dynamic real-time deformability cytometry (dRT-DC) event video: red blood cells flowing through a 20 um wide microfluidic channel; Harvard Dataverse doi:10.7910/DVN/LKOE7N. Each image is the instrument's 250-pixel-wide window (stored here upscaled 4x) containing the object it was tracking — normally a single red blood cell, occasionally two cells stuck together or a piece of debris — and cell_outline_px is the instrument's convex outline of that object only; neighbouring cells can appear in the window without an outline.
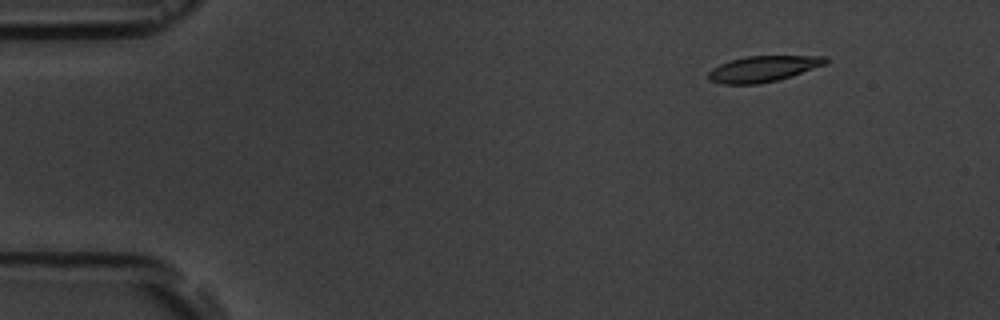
{"species": "common noctule bat (a hibernating species)", "species_latin": "Nyctalus noctula", "temperature_condition": "room temperature", "stored_images_in_passage": 5, "camera_frame_rate_fps": 3000, "um_per_image_px": 0.085, "animal": {"sex": "male", "body_mass_g": 19.5, "forearm_length_mm": 54.6}, "frame": {"image": 1, "passage_image": 2, "time_ms": 1.0, "image_size_px": [1000, 320], "cell_outline_px": [[828, 64], [792, 76], [760, 84], [724, 84], [708, 80], [708, 72], [712, 68], [720, 64], [732, 60], [748, 56], [828, 56]], "centroid_in_image_um": [64.9, 5.85], "position_along_channel_um": 20.1, "area_um2": 17.74}}
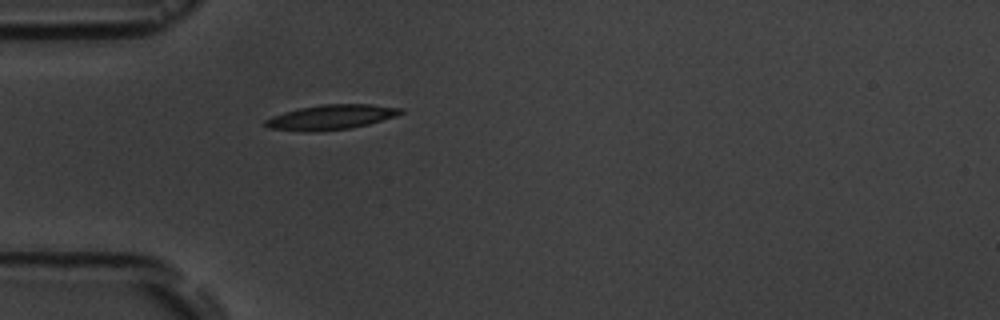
{"frame": {"image": 2, "passage_image": 5, "time_ms": 4.333, "image_size_px": [1000, 320], "cell_outline_px": [[404, 112], [396, 116], [368, 124], [352, 128], [312, 132], [304, 132], [268, 128], [264, 124], [264, 120], [272, 116], [284, 112], [300, 108], [320, 104], [372, 104], [404, 108]], "centroid_in_image_um": [28.14, 9.96], "position_along_channel_um": 56.9, "area_um2": 19.77}}